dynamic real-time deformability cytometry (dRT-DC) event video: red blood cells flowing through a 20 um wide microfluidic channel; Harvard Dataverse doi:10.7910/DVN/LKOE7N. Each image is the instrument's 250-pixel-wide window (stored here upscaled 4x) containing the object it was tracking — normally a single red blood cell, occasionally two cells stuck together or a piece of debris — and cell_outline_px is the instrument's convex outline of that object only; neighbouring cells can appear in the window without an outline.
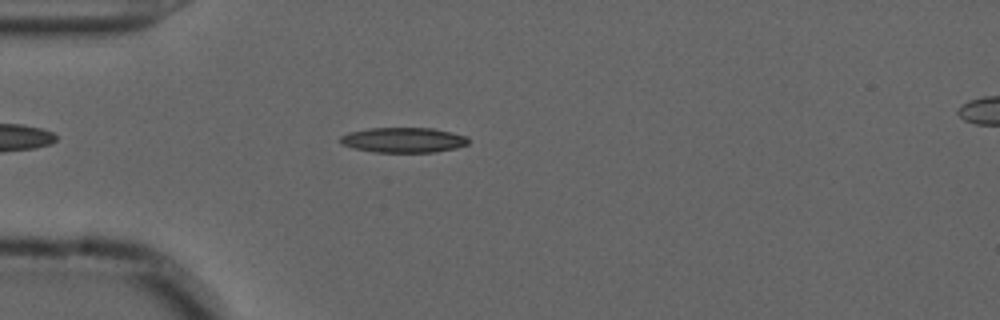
{"species": "common noctule bat (a hibernating species)", "species_latin": "Nyctalus noctula", "temperature_condition": "cold", "stored_images_in_passage": 26, "camera_frame_rate_fps": 3000, "um_per_image_px": 0.085, "animal": {"sex": "male", "forearm_length_mm": 52.5}, "frame": {"image": 1, "passage_image": 8, "time_ms": 2.333, "image_size_px": [1000, 320], "cell_outline_px": [[468, 144], [456, 148], [436, 152], [376, 152], [352, 148], [340, 144], [340, 136], [348, 132], [368, 128], [432, 128], [452, 132], [468, 136]], "centroid_in_image_um": [34.28, 11.9], "position_along_channel_um": 50.7, "area_um2": 18.9}}
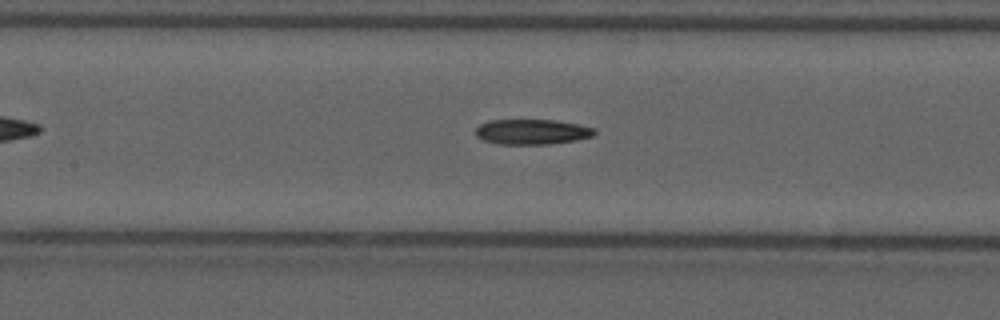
{"frame": {"image": 2, "passage_image": 18, "time_ms": 5.667, "image_size_px": [1000, 320], "cell_outline_px": [[596, 132], [592, 136], [576, 140], [548, 144], [500, 144], [484, 140], [476, 136], [476, 128], [480, 124], [492, 120], [556, 120], [596, 128]], "centroid_in_image_um": [45.23, 11.2], "position_along_channel_um": 162.2, "area_um2": 17.34}}
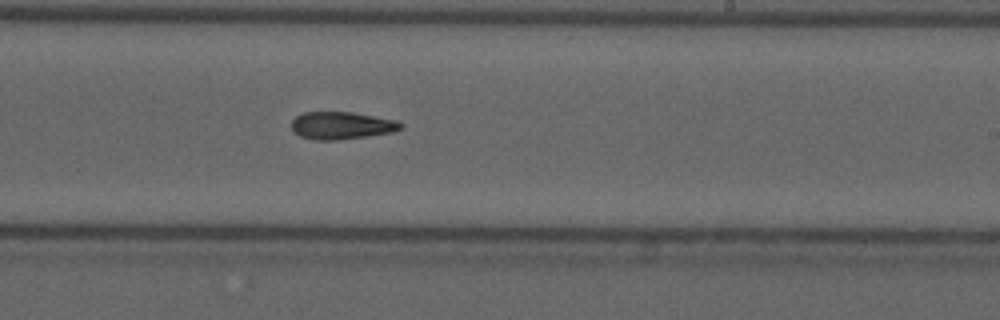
{"frame": {"image": 3, "passage_image": 26, "time_ms": 8.333, "image_size_px": [1000, 320], "cell_outline_px": [[404, 128], [392, 132], [336, 140], [312, 140], [300, 136], [292, 132], [292, 120], [296, 116], [304, 112], [352, 112], [396, 120], [404, 124]], "centroid_in_image_um": [29.02, 10.67], "position_along_channel_um": 260.0, "area_um2": 17.51}}